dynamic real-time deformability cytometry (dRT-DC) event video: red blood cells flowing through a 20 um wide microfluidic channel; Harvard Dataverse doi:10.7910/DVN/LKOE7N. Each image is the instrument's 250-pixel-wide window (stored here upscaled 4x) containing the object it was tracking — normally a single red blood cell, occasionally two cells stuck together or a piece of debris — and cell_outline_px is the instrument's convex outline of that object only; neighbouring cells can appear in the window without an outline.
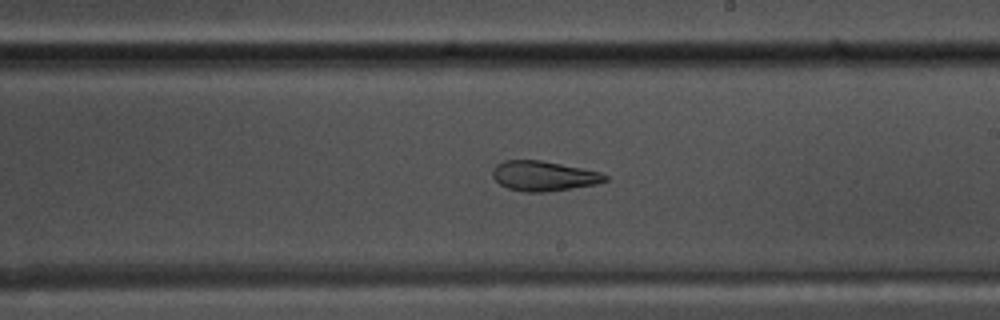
{"species": "common noctule bat (a hibernating species)", "species_latin": "Nyctalus noctula", "temperature_condition": "warm", "stored_images_in_passage": 47, "camera_frame_rate_fps": 3000, "um_per_image_px": 0.085, "animal": {"sex": "male", "body_mass_g": 17.5, "forearm_length_mm": 52.3}, "frame": {"image": 1, "passage_image": 25, "time_ms": 8.0, "image_size_px": [1000, 320], "cell_outline_px": [[608, 180], [596, 184], [572, 188], [544, 192], [528, 192], [508, 188], [500, 184], [492, 176], [492, 168], [496, 164], [504, 160], [540, 160], [600, 172], [608, 176]], "centroid_in_image_um": [46.19, 14.95], "position_along_channel_um": 242.8, "area_um2": 19.48}}
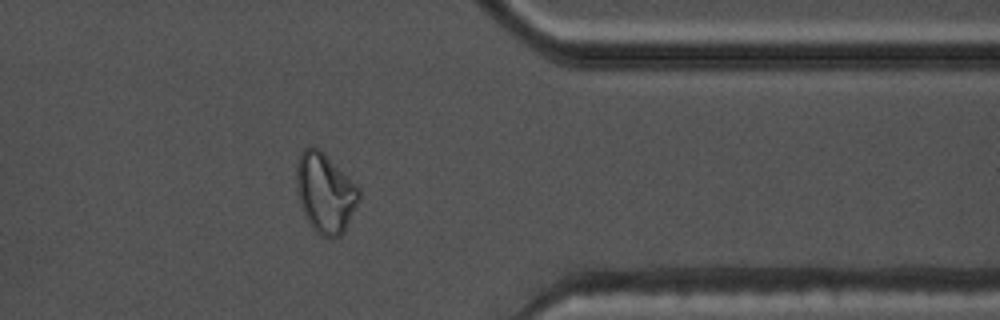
{"frame": {"image": 2, "passage_image": 37, "time_ms": 12.0, "image_size_px": [1000, 320], "cell_outline_px": [[360, 200], [344, 232], [340, 236], [332, 240], [328, 240], [320, 236], [312, 228], [304, 216], [300, 204], [296, 188], [296, 164], [300, 152], [304, 148], [320, 148], [360, 188]], "centroid_in_image_um": [27.64, 16.44], "position_along_channel_um": 383.8, "area_um2": 29.59}}
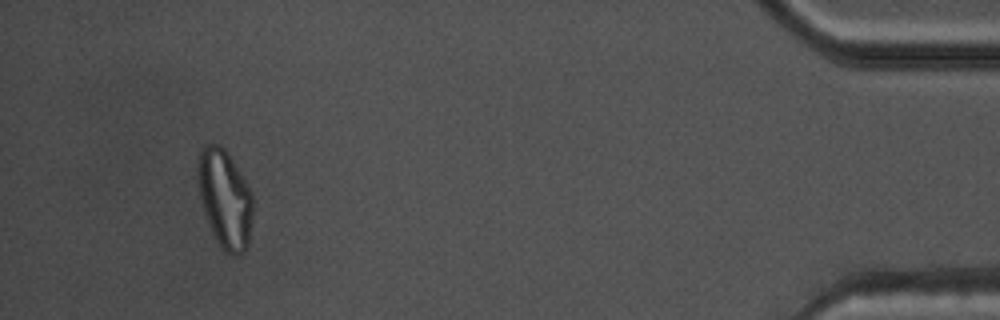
{"frame": {"image": 3, "passage_image": 44, "time_ms": 14.333, "image_size_px": [1000, 320], "cell_outline_px": [[252, 220], [248, 248], [240, 256], [228, 252], [216, 240], [212, 232], [204, 212], [200, 196], [200, 148], [208, 144], [220, 144], [224, 148], [232, 160], [252, 192]], "centroid_in_image_um": [19.16, 16.94], "position_along_channel_um": 416.0, "area_um2": 30.75}, "authors_computed_cell_mechanics": {"area_um2": 23.12, "velocity_mm_per_s": 3.8251, "shape_relaxation_time_tau1_ms": null, "shape_relaxation_time_tau2_ms": 2.1065, "deformation_change_tau1": null, "deformation_change_tau2": 0.0931}}